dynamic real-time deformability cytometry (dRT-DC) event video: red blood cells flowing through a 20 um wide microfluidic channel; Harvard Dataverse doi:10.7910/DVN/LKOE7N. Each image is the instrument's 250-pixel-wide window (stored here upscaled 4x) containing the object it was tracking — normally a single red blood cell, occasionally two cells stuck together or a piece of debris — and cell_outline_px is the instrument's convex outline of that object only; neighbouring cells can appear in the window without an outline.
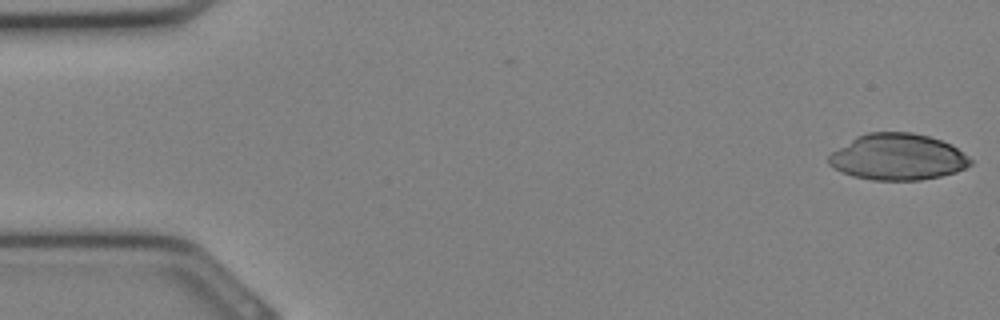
{"species": "Egyptian fruit bat (a non-hibernating species)", "species_latin": "Rousettus aegyptiacus", "temperature_condition": "cold", "stored_images_in_passage": 5, "camera_frame_rate_fps": 3000, "um_per_image_px": 0.085, "animal": {"sex": "female"}, "frame": {"image": 1, "passage_image": 1, "time_ms": 0.0, "image_size_px": [1000, 320], "cell_outline_px": [[972, 164], [956, 172], [940, 176], [920, 180], [872, 180], [852, 176], [840, 172], [828, 164], [828, 156], [832, 152], [856, 136], [868, 132], [912, 132], [928, 136], [952, 144], [968, 156], [972, 160]], "centroid_in_image_um": [76.29, 13.34], "position_along_channel_um": 8.7, "area_um2": 38.38}}